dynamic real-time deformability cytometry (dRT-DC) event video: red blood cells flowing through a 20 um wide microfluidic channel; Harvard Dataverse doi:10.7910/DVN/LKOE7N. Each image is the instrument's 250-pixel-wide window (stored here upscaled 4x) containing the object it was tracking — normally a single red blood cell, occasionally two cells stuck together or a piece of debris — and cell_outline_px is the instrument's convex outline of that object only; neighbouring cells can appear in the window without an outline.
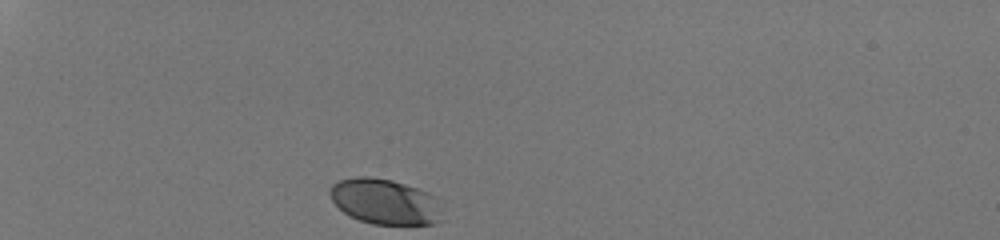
{"species": "human", "species_latin": "Homo sapiens", "temperature_condition": "room temperature", "stored_images_in_passage": 30, "camera_frame_rate_fps": 3000, "um_per_image_px": 0.085, "donor": {"sex": "male"}, "frame": {"image": 1, "passage_image": 1, "time_ms": 0.0, "image_size_px": [1000, 240], "cell_outline_px": [[440, 220], [432, 224], [372, 224], [348, 216], [332, 200], [328, 192], [332, 184], [340, 180], [356, 176], [368, 176], [392, 180], [428, 192], [432, 196]], "centroid_in_image_um": [32.6, 17.12], "position_along_channel_um": 52.4, "area_um2": 29.13}}
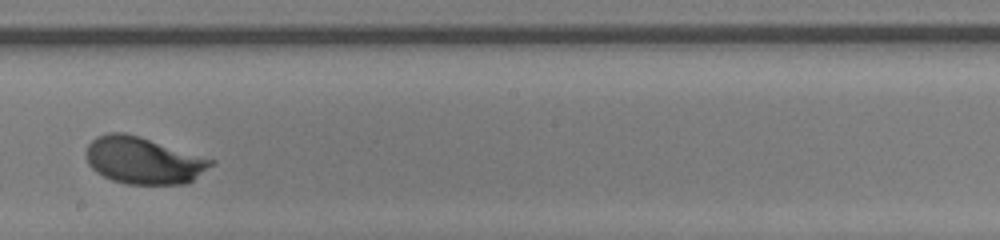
{"frame": {"image": 2, "passage_image": 18, "time_ms": 5.667, "image_size_px": [1000, 240], "cell_outline_px": [[216, 164], [188, 184], [128, 184], [112, 180], [96, 172], [88, 164], [84, 152], [88, 144], [96, 136], [108, 132], [124, 132], [140, 136], [216, 160]], "centroid_in_image_um": [12.21, 13.63], "position_along_channel_um": 236.0, "area_um2": 34.62}}
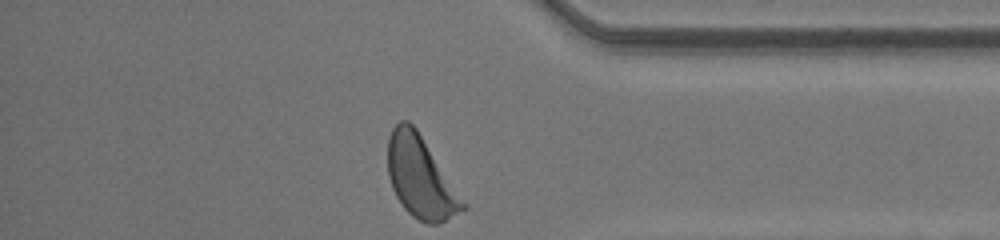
{"frame": {"image": 3, "passage_image": 30, "time_ms": 9.667, "image_size_px": [1000, 240], "cell_outline_px": [[468, 208], [436, 224], [428, 224], [412, 216], [404, 208], [396, 196], [392, 188], [388, 176], [388, 136], [392, 128], [400, 120], [408, 120], [416, 128], [468, 204]], "centroid_in_image_um": [35.75, 15.06], "position_along_channel_um": 399.4, "area_um2": 35.6}, "authors_computed_cell_mechanics": {"area_um2": 32.8593, "velocity_mm_per_s": 4.2284, "shape_relaxation_time_tau1_ms": 1.9761, "shape_relaxation_time_tau2_ms": null, "deformation_change_tau1": 0.124, "deformation_change_tau2": null}}